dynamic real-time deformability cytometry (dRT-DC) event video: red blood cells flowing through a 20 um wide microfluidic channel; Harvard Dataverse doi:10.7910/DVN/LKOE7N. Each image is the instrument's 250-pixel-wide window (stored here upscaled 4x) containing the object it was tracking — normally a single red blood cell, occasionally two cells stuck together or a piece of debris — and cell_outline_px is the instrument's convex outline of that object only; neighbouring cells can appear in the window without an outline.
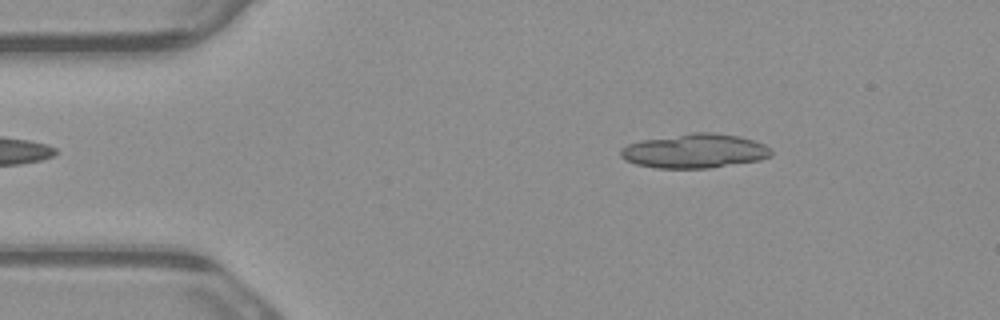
{"species": "common noctule bat (a hibernating species)", "species_latin": "Nyctalus noctula", "temperature_condition": "warm", "stored_images_in_passage": 4, "camera_frame_rate_fps": 3000, "um_per_image_px": 0.085, "animal": {"sex": "male", "body_mass_g": 23.1, "forearm_length_mm": 52.7}, "frame": {"image": 1, "passage_image": 2, "time_ms": 0.333, "image_size_px": [1000, 320], "cell_outline_px": [[772, 156], [760, 160], [708, 168], [656, 168], [636, 164], [620, 156], [620, 148], [628, 144], [640, 140], [692, 132], [712, 132], [740, 136], [764, 144], [772, 152]], "centroid_in_image_um": [59.04, 12.82], "position_along_channel_um": 26.0, "area_um2": 30.06}}